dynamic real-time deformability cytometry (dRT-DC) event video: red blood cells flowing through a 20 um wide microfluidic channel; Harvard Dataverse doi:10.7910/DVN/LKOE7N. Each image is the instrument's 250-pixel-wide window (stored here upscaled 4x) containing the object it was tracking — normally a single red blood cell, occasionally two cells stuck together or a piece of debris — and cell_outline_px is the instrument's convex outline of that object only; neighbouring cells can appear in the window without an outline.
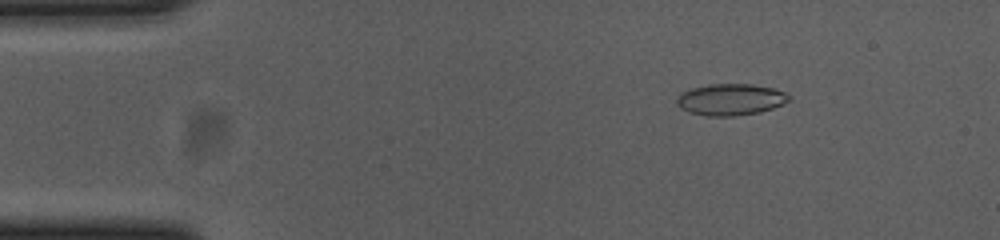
{"species": "common noctule bat (a hibernating species)", "species_latin": "Nyctalus noctula", "temperature_condition": "cold", "stored_images_in_passage": 55, "camera_frame_rate_fps": 3000, "um_per_image_px": 0.085, "animal": {"sex": "female", "body_mass_g": 23.0, "forearm_length_mm": 53.4}, "frame": {"image": 1, "passage_image": 8, "time_ms": 2.333, "image_size_px": [1000, 240], "cell_outline_px": [[792, 100], [784, 104], [760, 112], [736, 116], [704, 116], [688, 112], [680, 108], [676, 104], [676, 100], [680, 92], [692, 88], [708, 84], [752, 84], [772, 88], [784, 92]], "centroid_in_image_um": [62.07, 8.47], "position_along_channel_um": 22.9, "area_um2": 20.81}}
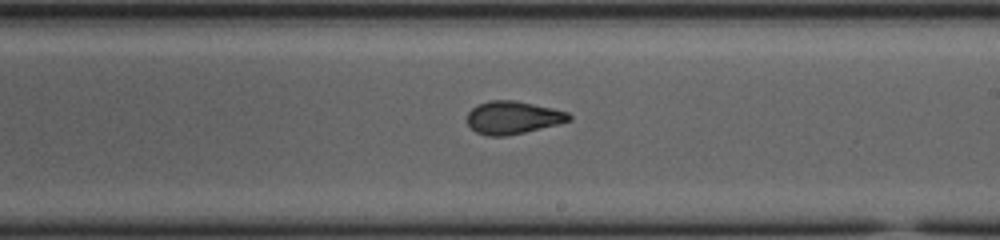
{"frame": {"image": 2, "passage_image": 32, "time_ms": 10.333, "image_size_px": [1000, 240], "cell_outline_px": [[572, 120], [524, 132], [504, 136], [488, 136], [476, 132], [468, 124], [468, 112], [476, 104], [488, 100], [516, 100], [552, 108], [568, 112], [572, 116]], "centroid_in_image_um": [43.58, 9.98], "position_along_channel_um": 245.4, "area_um2": 19.42}}
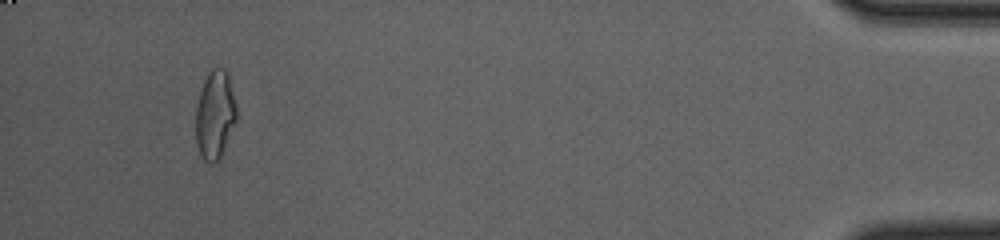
{"frame": {"image": 3, "passage_image": 52, "time_ms": 17.0, "image_size_px": [1000, 240], "cell_outline_px": [[236, 124], [220, 156], [216, 160], [204, 160], [196, 144], [196, 108], [200, 92], [204, 80], [208, 72], [212, 68], [224, 68], [228, 72], [236, 104]], "centroid_in_image_um": [18.29, 9.69], "position_along_channel_um": 416.9, "area_um2": 20.81}, "authors_computed_cell_mechanics": {"area_um2": 19.941, "velocity_mm_per_s": 3.6898, "shape_relaxation_time_tau1_ms": 7.1694, "shape_relaxation_time_tau2_ms": 1.4721, "deformation_change_tau1": 0.2245, "deformation_change_tau2": 0.0792}}